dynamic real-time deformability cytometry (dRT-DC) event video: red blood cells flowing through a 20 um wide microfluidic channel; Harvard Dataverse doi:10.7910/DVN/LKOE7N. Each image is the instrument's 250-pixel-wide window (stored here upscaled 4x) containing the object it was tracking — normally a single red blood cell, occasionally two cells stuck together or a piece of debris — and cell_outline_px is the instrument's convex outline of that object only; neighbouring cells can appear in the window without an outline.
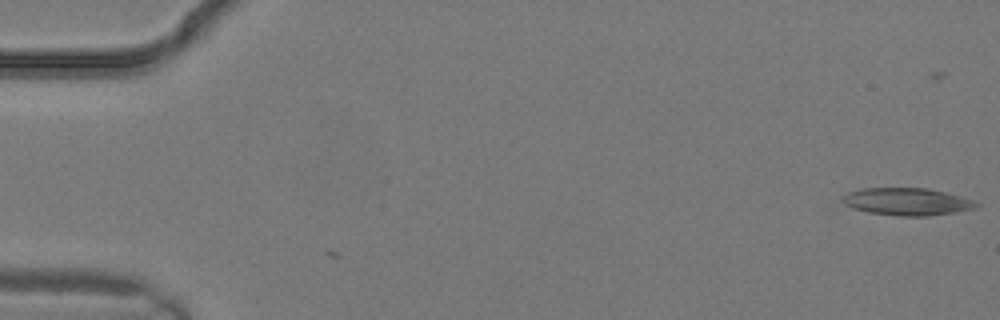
{"species": "common noctule bat (a hibernating species)", "species_latin": "Nyctalus noctula", "temperature_condition": "warm", "stored_images_in_passage": 4, "camera_frame_rate_fps": 3000, "um_per_image_px": 0.085, "animal": {"sex": "male", "body_mass_g": 19.2, "forearm_length_mm": 51.8}, "frame": {"image": 1, "passage_image": 1, "time_ms": 0.0, "image_size_px": [1000, 320], "cell_outline_px": [[980, 204], [976, 208], [956, 212], [928, 216], [900, 216], [868, 212], [852, 208], [844, 204], [840, 200], [840, 196], [848, 192], [860, 188], [924, 188], [944, 192], [960, 196], [972, 200]], "centroid_in_image_um": [77.04, 17.14], "position_along_channel_um": 8.0, "area_um2": 21.44}}